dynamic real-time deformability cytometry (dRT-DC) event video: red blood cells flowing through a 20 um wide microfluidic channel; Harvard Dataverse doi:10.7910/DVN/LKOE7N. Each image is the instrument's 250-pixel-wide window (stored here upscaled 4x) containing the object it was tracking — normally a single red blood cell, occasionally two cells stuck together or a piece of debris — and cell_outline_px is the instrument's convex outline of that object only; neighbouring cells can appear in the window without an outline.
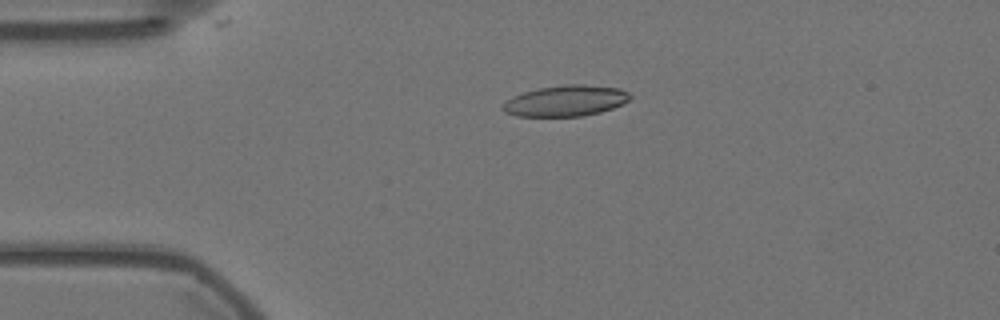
{"species": "Egyptian fruit bat (a non-hibernating species)", "species_latin": "Rousettus aegyptiacus", "temperature_condition": "warm", "stored_images_in_passage": 56, "camera_frame_rate_fps": 3000, "um_per_image_px": 0.085, "animal": {"sex": "female"}, "frame": {"image": 1, "passage_image": 12, "time_ms": 3.667, "image_size_px": [1000, 320], "cell_outline_px": [[632, 96], [628, 100], [612, 108], [600, 112], [584, 116], [516, 116], [504, 112], [504, 104], [508, 100], [524, 92], [540, 88], [564, 84], [580, 84], [620, 88], [628, 92]], "centroid_in_image_um": [48.12, 8.57], "position_along_channel_um": 36.9, "area_um2": 22.6}}
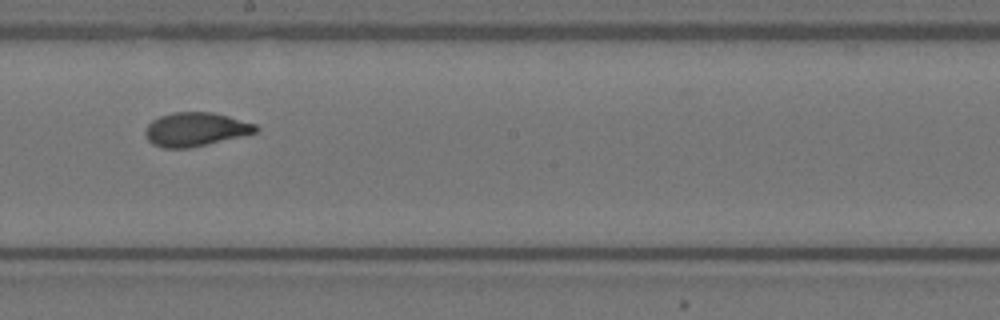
{"frame": {"image": 2, "passage_image": 31, "time_ms": 10.0, "image_size_px": [1000, 320], "cell_outline_px": [[260, 128], [256, 132], [244, 136], [188, 148], [164, 148], [152, 144], [148, 140], [144, 132], [144, 128], [152, 120], [160, 116], [172, 112], [212, 112], [228, 116], [256, 124]], "centroid_in_image_um": [16.61, 10.99], "position_along_channel_um": 231.6, "area_um2": 21.85}}
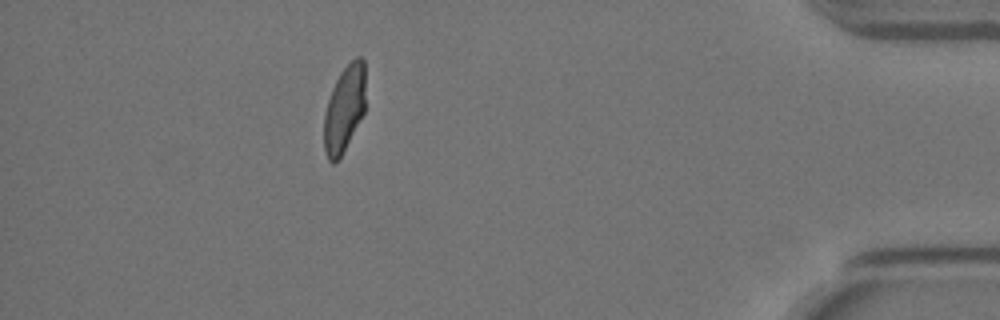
{"frame": {"image": 3, "passage_image": 50, "time_ms": 16.333, "image_size_px": [1000, 320], "cell_outline_px": [[364, 112], [340, 156], [332, 164], [328, 160], [324, 148], [324, 112], [332, 88], [340, 72], [356, 56], [360, 56], [364, 60]], "centroid_in_image_um": [29.25, 9.22], "position_along_channel_um": 406.0, "area_um2": 20.52}, "authors_computed_cell_mechanics": {"area_um2": 21.675, "velocity_mm_per_s": 3.5786, "shape_relaxation_time_tau1_ms": null, "shape_relaxation_time_tau2_ms": 1.0144, "deformation_change_tau1": null, "deformation_change_tau2": 0.0597}}